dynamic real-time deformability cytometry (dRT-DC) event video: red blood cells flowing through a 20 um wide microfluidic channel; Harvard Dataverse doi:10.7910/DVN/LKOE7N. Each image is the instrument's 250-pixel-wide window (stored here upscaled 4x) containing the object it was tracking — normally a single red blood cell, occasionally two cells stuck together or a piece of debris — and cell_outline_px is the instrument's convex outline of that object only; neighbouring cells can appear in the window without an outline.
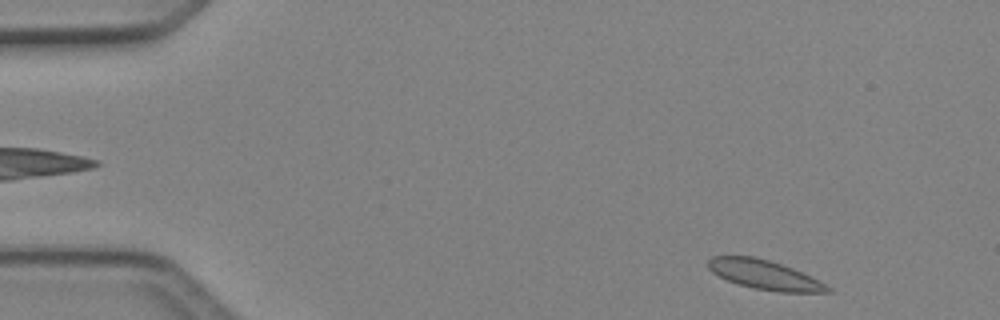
{"species": "Egyptian fruit bat (a non-hibernating species)", "species_latin": "Rousettus aegyptiacus", "temperature_condition": "cold", "stored_images_in_passage": 46, "camera_frame_rate_fps": 3000, "um_per_image_px": 0.085, "animal": {"sex": "female"}, "frame": {"image": 1, "passage_image": 2, "time_ms": 0.333, "image_size_px": [1000, 320], "cell_outline_px": [[836, 292], [780, 292], [752, 288], [736, 284], [712, 272], [708, 268], [708, 260], [712, 256], [756, 256], [792, 268], [812, 276], [832, 288]], "centroid_in_image_um": [65.01, 23.36], "position_along_channel_um": 20.0, "area_um2": 20.46}}
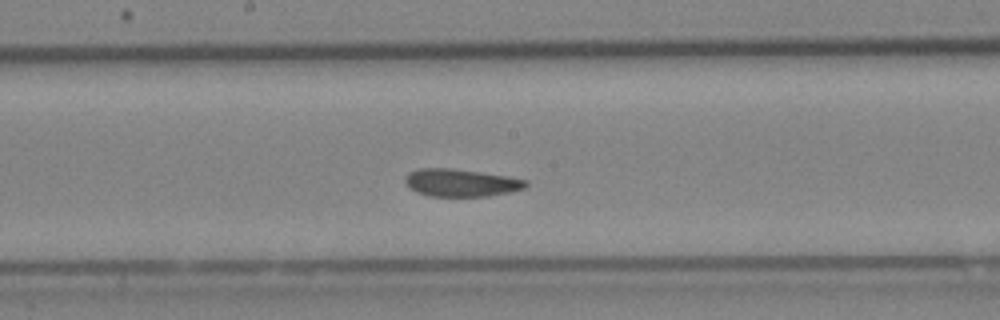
{"frame": {"image": 2, "passage_image": 23, "time_ms": 7.333, "image_size_px": [1000, 320], "cell_outline_px": [[528, 184], [524, 188], [508, 192], [488, 196], [428, 196], [416, 192], [408, 188], [404, 180], [408, 172], [420, 168], [452, 168], [508, 176], [528, 180]], "centroid_in_image_um": [39.15, 15.53], "position_along_channel_um": 209.1, "area_um2": 19.48}}
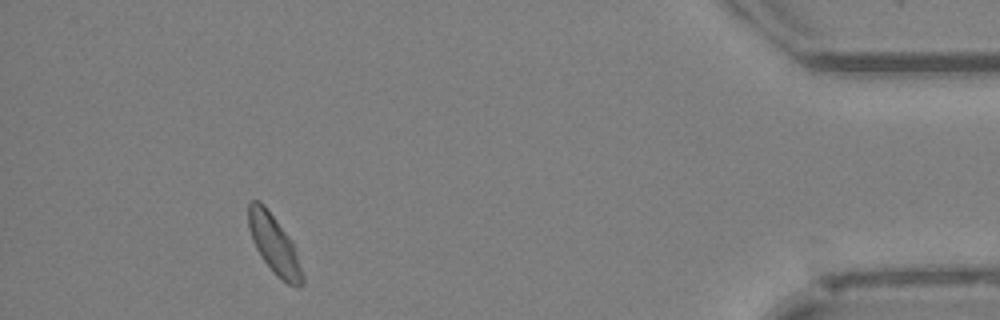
{"frame": {"image": 3, "passage_image": 42, "time_ms": 13.667, "image_size_px": [1000, 320], "cell_outline_px": [[304, 284], [296, 288], [288, 284], [276, 276], [260, 256], [252, 240], [248, 228], [248, 204], [252, 200], [260, 200], [264, 204], [292, 240], [304, 276]], "centroid_in_image_um": [23.3, 20.79], "position_along_channel_um": 411.9, "area_um2": 18.67}}